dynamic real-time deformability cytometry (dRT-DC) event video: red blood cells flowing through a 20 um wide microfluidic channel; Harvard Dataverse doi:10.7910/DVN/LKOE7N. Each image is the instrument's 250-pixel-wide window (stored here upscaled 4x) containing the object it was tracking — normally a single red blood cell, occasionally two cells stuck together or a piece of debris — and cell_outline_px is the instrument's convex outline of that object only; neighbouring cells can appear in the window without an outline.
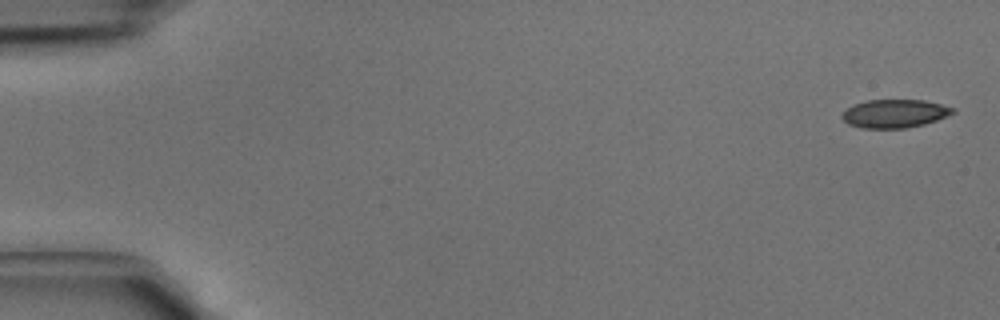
{"species": "common noctule bat (a hibernating species)", "species_latin": "Nyctalus noctula", "temperature_condition": "cold", "stored_images_in_passage": 5, "camera_frame_rate_fps": 3000, "um_per_image_px": 0.085, "animal": {"sex": "male", "body_mass_g": 15.6}, "frame": {"image": 1, "passage_image": 1, "time_ms": 0.0, "image_size_px": [1000, 320], "cell_outline_px": [[956, 112], [936, 120], [924, 124], [904, 128], [864, 128], [848, 124], [840, 116], [852, 104], [868, 100], [924, 100], [956, 108]], "centroid_in_image_um": [76.05, 9.65], "position_along_channel_um": 9.0, "area_um2": 18.21}}
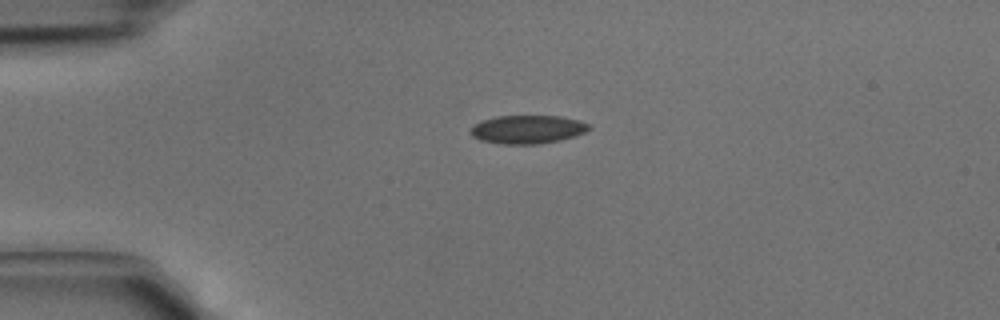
{"frame": {"image": 2, "passage_image": 3, "time_ms": 0.667, "image_size_px": [1000, 320], "cell_outline_px": [[592, 128], [584, 132], [560, 140], [540, 144], [500, 144], [480, 140], [472, 136], [472, 124], [480, 120], [496, 116], [560, 116], [576, 120], [588, 124]], "centroid_in_image_um": [44.79, 11.0], "position_along_channel_um": 40.2, "area_um2": 19.54}}
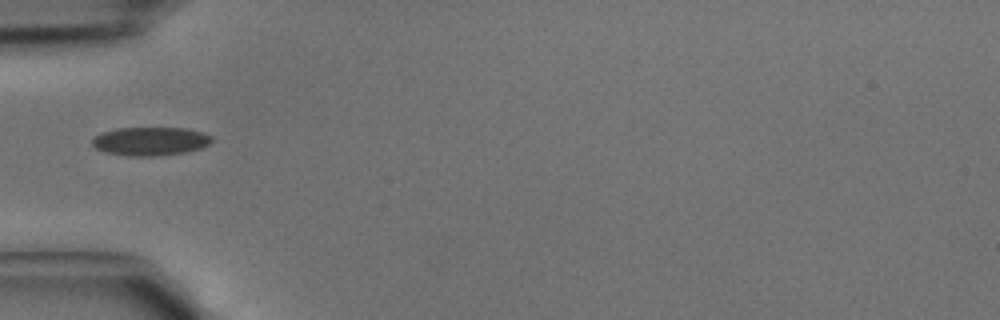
{"frame": {"image": 3, "passage_image": 4, "time_ms": 1.0, "image_size_px": [1000, 320], "cell_outline_px": [[212, 140], [208, 144], [200, 148], [184, 152], [160, 156], [128, 156], [104, 152], [96, 148], [92, 144], [92, 140], [100, 132], [116, 128], [184, 128], [204, 132], [212, 136]], "centroid_in_image_um": [12.76, 12.0], "position_along_channel_um": 72.2, "area_um2": 19.94}}